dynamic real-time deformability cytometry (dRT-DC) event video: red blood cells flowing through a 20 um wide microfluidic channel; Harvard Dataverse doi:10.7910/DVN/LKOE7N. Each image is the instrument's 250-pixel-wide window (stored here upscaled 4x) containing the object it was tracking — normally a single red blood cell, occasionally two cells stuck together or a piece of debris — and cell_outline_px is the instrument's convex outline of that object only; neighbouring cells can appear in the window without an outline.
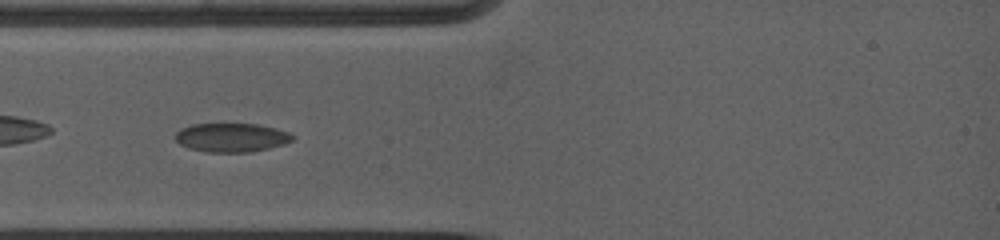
{"species": "common noctule bat (a hibernating species)", "species_latin": "Nyctalus noctula", "temperature_condition": "warm", "stored_images_in_passage": 50, "camera_frame_rate_fps": 5000, "um_per_image_px": 0.085, "animal": {"sex": "female", "body_mass_g": 19.0, "forearm_length_mm": 53.3}, "frame": {"image": 1, "passage_image": 8, "time_ms": 1.2, "image_size_px": [1000, 240], "cell_outline_px": [[296, 136], [292, 140], [284, 144], [252, 152], [204, 152], [188, 148], [180, 144], [172, 136], [180, 128], [192, 124], [260, 124], [288, 132]], "centroid_in_image_um": [19.64, 11.69], "position_along_channel_um": 65.4, "area_um2": 19.88}}
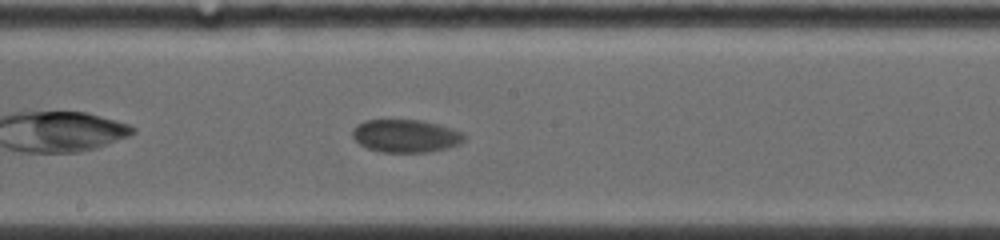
{"frame": {"image": 2, "passage_image": 31, "time_ms": 5.2, "image_size_px": [1000, 240], "cell_outline_px": [[464, 140], [460, 144], [448, 148], [428, 152], [380, 152], [368, 148], [360, 144], [352, 136], [352, 128], [356, 124], [364, 120], [420, 120], [440, 124], [452, 128], [460, 132], [464, 136]], "centroid_in_image_um": [34.47, 11.55], "position_along_channel_um": 213.7, "area_um2": 21.5}}
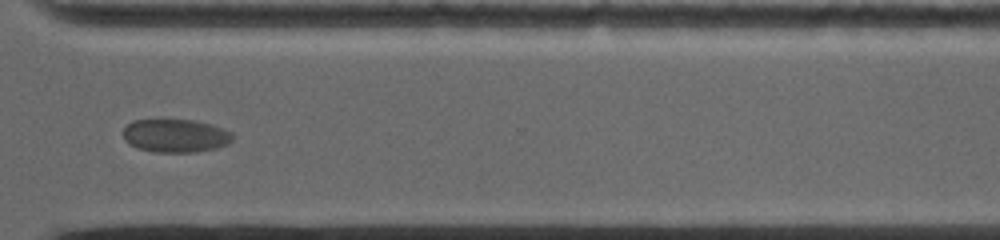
{"frame": {"image": 3, "passage_image": 42, "time_ms": 9.0, "image_size_px": [1000, 240], "cell_outline_px": [[236, 136], [228, 144], [216, 148], [196, 152], [152, 152], [136, 148], [128, 144], [124, 140], [124, 128], [132, 120], [160, 116], [192, 120], [212, 124], [224, 128], [232, 132]], "centroid_in_image_um": [14.89, 11.48], "position_along_channel_um": 355.7, "area_um2": 22.37}, "authors_computed_cell_mechanics": {"area_um2": 21.2126, "velocity_mm_per_s": 3.7096, "shape_relaxation_time_tau1_ms": 1.7527, "shape_relaxation_time_tau2_ms": null, "deformation_change_tau1": 0.0506, "deformation_change_tau2": null}}